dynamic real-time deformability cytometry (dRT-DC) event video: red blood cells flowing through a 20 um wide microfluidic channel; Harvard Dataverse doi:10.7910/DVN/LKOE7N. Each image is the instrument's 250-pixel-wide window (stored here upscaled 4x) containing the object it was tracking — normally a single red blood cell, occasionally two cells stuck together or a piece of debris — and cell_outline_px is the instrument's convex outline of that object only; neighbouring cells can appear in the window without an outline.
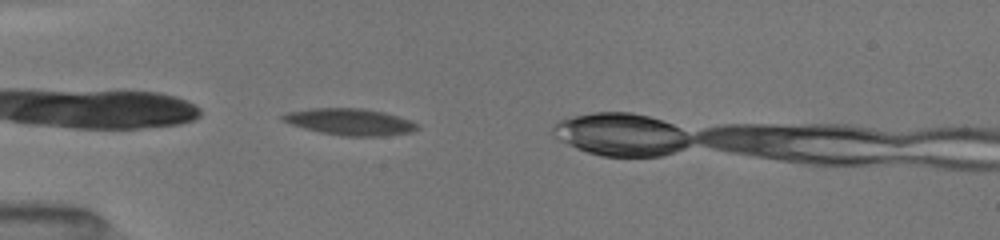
{"species": "common noctule bat (a hibernating species)", "species_latin": "Nyctalus noctula", "temperature_condition": "room temperature", "stored_images_in_passage": 11, "camera_frame_rate_fps": 3000, "um_per_image_px": 0.085, "animal": {"sex": "female", "body_mass_g": 19.5, "forearm_length_mm": 54.1}, "frame": {"image": 1, "passage_image": 2, "time_ms": 0.333, "image_size_px": [1000, 240], "cell_outline_px": [[416, 128], [408, 132], [384, 136], [344, 136], [320, 132], [284, 120], [280, 116], [292, 112], [324, 108], [360, 108], [380, 112], [396, 116], [408, 120], [416, 124]], "centroid_in_image_um": [29.79, 10.37], "position_along_channel_um": 55.2, "area_um2": 19.71}}
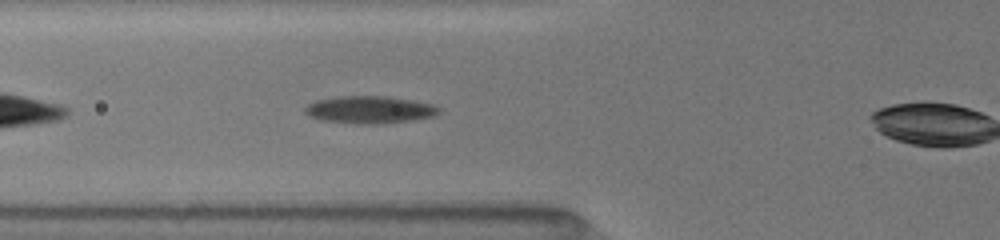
{"frame": {"image": 2, "passage_image": 9, "time_ms": 1.667, "image_size_px": [1000, 240], "cell_outline_px": [[440, 108], [432, 116], [384, 124], [360, 124], [320, 120], [312, 116], [308, 112], [308, 104], [320, 100], [340, 96], [384, 96], [432, 104]], "centroid_in_image_um": [31.43, 9.33], "position_along_channel_um": 94.4, "area_um2": 20.63}}